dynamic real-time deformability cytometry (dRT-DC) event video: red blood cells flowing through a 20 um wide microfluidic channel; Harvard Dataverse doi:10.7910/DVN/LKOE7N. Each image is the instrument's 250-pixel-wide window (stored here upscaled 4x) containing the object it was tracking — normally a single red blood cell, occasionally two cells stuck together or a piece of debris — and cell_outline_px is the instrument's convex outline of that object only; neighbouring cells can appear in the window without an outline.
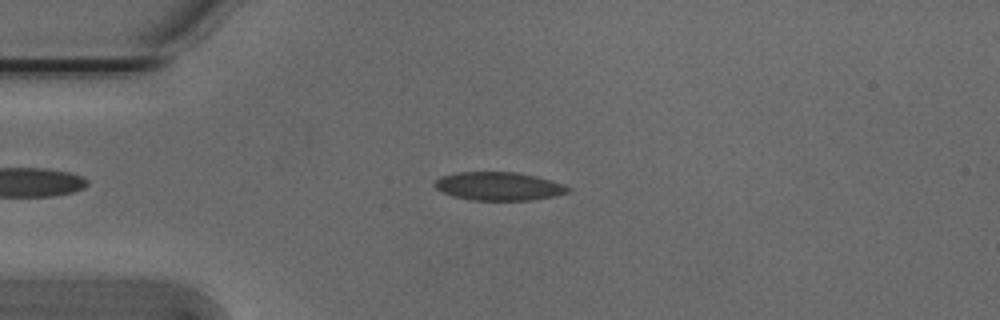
{"species": "Egyptian fruit bat (a non-hibernating species)", "species_latin": "Rousettus aegyptiacus", "temperature_condition": "cold", "stored_images_in_passage": 35, "camera_frame_rate_fps": 3000, "um_per_image_px": 0.085, "animal": {"sex": "male"}, "frame": {"image": 1, "passage_image": 5, "time_ms": 1.333, "image_size_px": [1000, 320], "cell_outline_px": [[572, 188], [568, 192], [556, 196], [532, 200], [472, 200], [452, 196], [436, 188], [432, 184], [440, 176], [456, 172], [516, 172], [536, 176], [552, 180], [564, 184]], "centroid_in_image_um": [42.41, 15.83], "position_along_channel_um": 42.6, "area_um2": 22.2}}
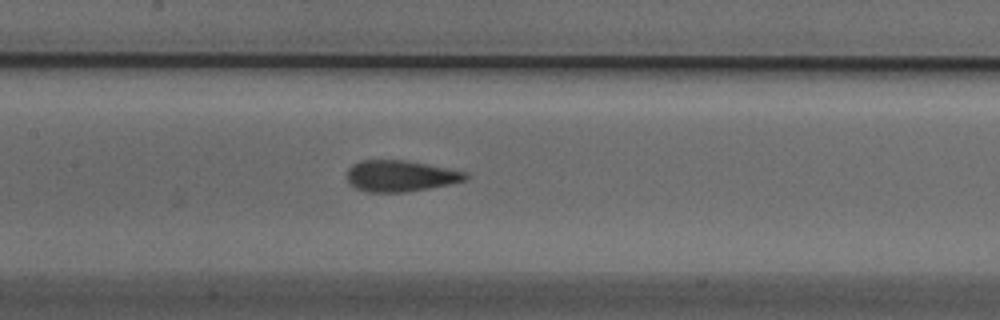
{"frame": {"image": 2, "passage_image": 17, "time_ms": 5.333, "image_size_px": [1000, 320], "cell_outline_px": [[472, 176], [468, 180], [428, 188], [404, 192], [368, 192], [356, 188], [348, 184], [348, 168], [352, 164], [360, 160], [404, 160], [468, 172]], "centroid_in_image_um": [34.05, 14.95], "position_along_channel_um": 173.4, "area_um2": 21.62}}
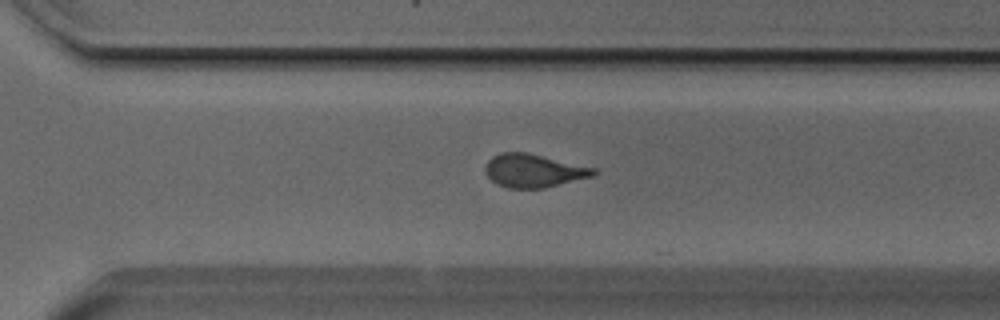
{"frame": {"image": 3, "passage_image": 29, "time_ms": 9.333, "image_size_px": [1000, 320], "cell_outline_px": [[596, 172], [592, 176], [544, 188], [508, 188], [496, 184], [484, 172], [484, 168], [488, 160], [492, 156], [500, 152], [528, 152], [596, 168]], "centroid_in_image_um": [45.32, 14.5], "position_along_channel_um": 325.3, "area_um2": 21.04}, "authors_computed_cell_mechanics": {"area_um2": 21.675, "velocity_mm_per_s": 3.8108, "shape_relaxation_time_tau1_ms": 4.6691, "shape_relaxation_time_tau2_ms": 1.3802, "deformation_change_tau1": 0.1299, "deformation_change_tau2": 0.0512}}